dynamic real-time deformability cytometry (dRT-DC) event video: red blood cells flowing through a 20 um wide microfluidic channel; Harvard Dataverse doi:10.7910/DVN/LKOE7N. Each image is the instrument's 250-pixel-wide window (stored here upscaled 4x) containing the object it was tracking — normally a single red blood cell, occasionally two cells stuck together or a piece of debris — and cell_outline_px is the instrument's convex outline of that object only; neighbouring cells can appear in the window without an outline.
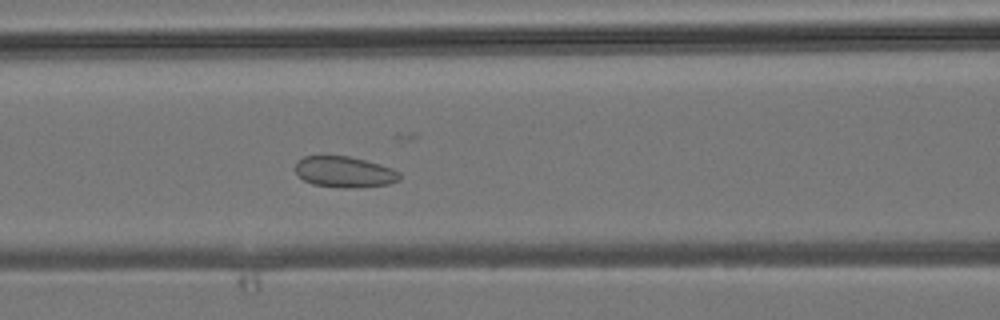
{"species": "common noctule bat (a hibernating species)", "species_latin": "Nyctalus noctula", "temperature_condition": "room temperature", "stored_images_in_passage": 39, "camera_frame_rate_fps": 3000, "um_per_image_px": 0.085, "animal": {"sex": "male", "body_mass_g": 19.2, "forearm_length_mm": 51.8}, "frame": {"image": 1, "passage_image": 14, "time_ms": 4.333, "image_size_px": [1000, 320], "cell_outline_px": [[400, 180], [388, 184], [356, 188], [344, 188], [312, 184], [304, 180], [296, 172], [296, 164], [304, 156], [348, 156], [380, 164], [392, 168], [400, 172]], "centroid_in_image_um": [29.31, 14.62], "position_along_channel_um": 137.3, "area_um2": 18.73}}
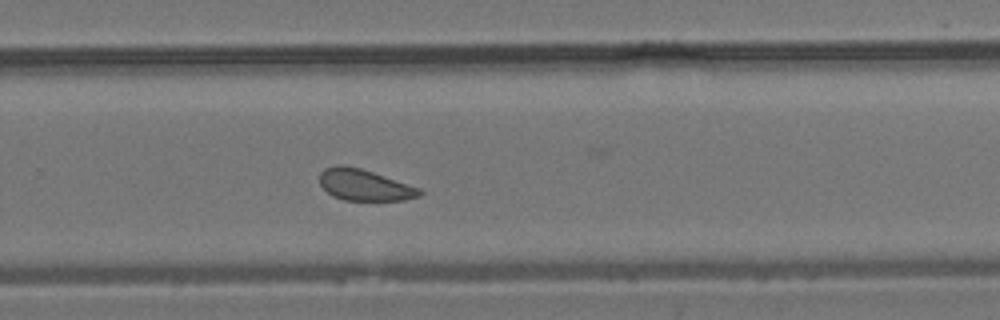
{"frame": {"image": 2, "passage_image": 24, "time_ms": 7.667, "image_size_px": [1000, 320], "cell_outline_px": [[424, 192], [420, 196], [404, 200], [344, 200], [332, 196], [320, 184], [320, 172], [324, 168], [336, 164], [344, 164], [360, 168], [420, 188]], "centroid_in_image_um": [30.96, 15.72], "position_along_channel_um": 298.8, "area_um2": 18.21}}
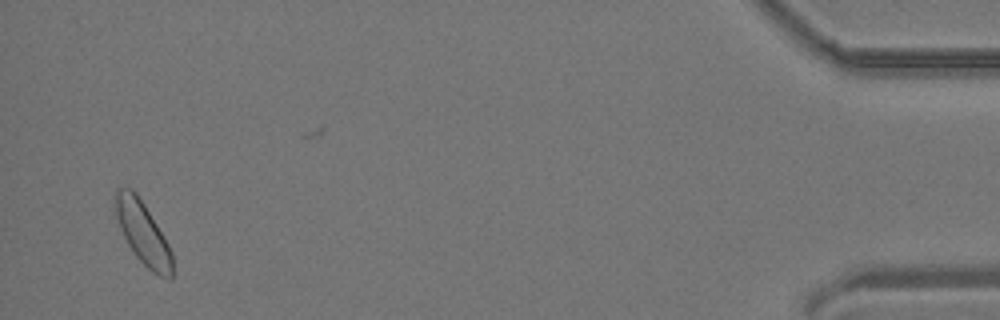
{"frame": {"image": 3, "passage_image": 37, "time_ms": 12.0, "image_size_px": [1000, 320], "cell_outline_px": [[172, 276], [160, 276], [152, 272], [136, 256], [128, 244], [120, 228], [116, 216], [116, 188], [132, 188], [136, 192], [144, 204], [168, 244], [172, 252]], "centroid_in_image_um": [12.14, 19.79], "position_along_channel_um": 423.1, "area_um2": 20.11}}